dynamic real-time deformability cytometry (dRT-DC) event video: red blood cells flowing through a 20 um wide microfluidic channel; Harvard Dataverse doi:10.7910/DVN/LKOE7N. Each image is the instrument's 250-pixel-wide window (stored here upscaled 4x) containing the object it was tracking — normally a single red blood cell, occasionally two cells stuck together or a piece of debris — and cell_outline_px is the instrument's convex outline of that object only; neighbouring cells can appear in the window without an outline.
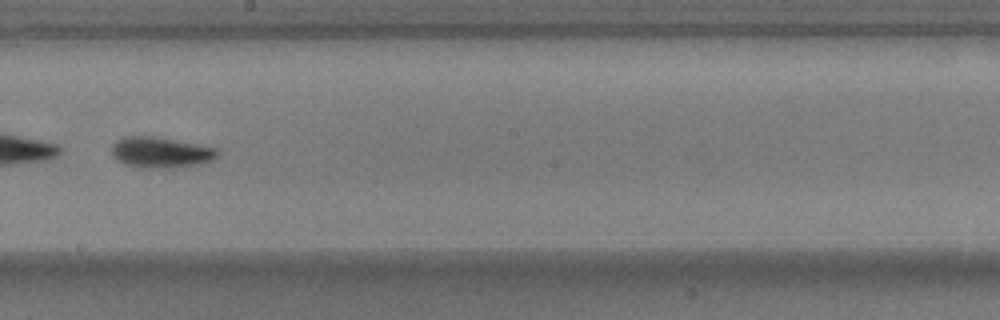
{"species": "common noctule bat (a hibernating species)", "species_latin": "Nyctalus noctula", "temperature_condition": "warm", "stored_images_in_passage": 40, "camera_frame_rate_fps": 3000, "um_per_image_px": 0.085, "animal": {"sex": "male", "body_mass_g": 17.9}, "frame": {"image": 1, "passage_image": 23, "time_ms": 7.333, "image_size_px": [1000, 320], "cell_outline_px": [[220, 152], [212, 160], [200, 164], [172, 168], [144, 168], [124, 164], [112, 156], [112, 148], [116, 140], [124, 136], [152, 136], [196, 144], [216, 148]], "centroid_in_image_um": [13.64, 12.96], "position_along_channel_um": 234.6, "area_um2": 18.9}, "authors_computed_cell_mechanics": {"area_um2": 18.207, "velocity_mm_per_s": 3.6614, "shape_relaxation_time_tau1_ms": 2.0429, "shape_relaxation_time_tau2_ms": 3.1795, "deformation_change_tau1": 0.1634, "deformation_change_tau2": 0.0926}}